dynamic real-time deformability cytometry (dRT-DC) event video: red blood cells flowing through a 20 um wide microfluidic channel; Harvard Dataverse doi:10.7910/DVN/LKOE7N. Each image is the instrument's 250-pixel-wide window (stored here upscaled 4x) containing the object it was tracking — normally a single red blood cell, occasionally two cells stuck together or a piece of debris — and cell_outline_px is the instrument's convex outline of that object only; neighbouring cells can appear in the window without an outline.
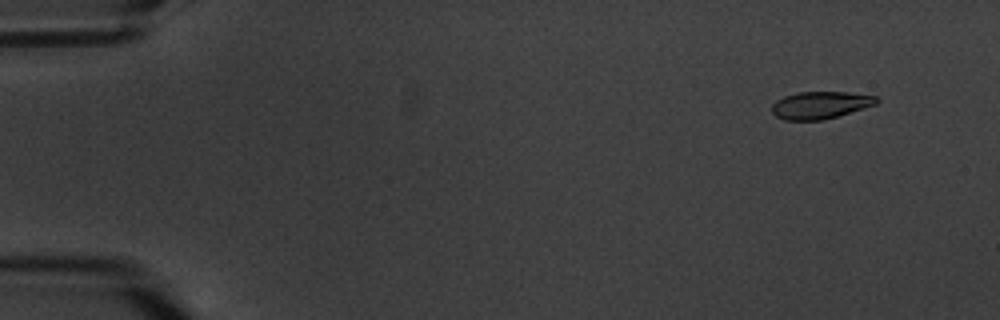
{"species": "common noctule bat (a hibernating species)", "species_latin": "Nyctalus noctula", "temperature_condition": "warm", "stored_images_in_passage": 6, "camera_frame_rate_fps": 3000, "um_per_image_px": 0.085, "animal": {"sex": "male", "body_mass_g": 20.1, "forearm_length_mm": 53.5}, "frame": {"image": 1, "passage_image": 2, "time_ms": 1.333, "image_size_px": [1000, 320], "cell_outline_px": [[880, 100], [876, 104], [864, 108], [836, 116], [820, 120], [784, 120], [776, 116], [772, 112], [772, 104], [776, 100], [784, 96], [800, 92], [848, 92], [876, 96]], "centroid_in_image_um": [69.72, 8.92], "position_along_channel_um": 15.3, "area_um2": 16.53}}
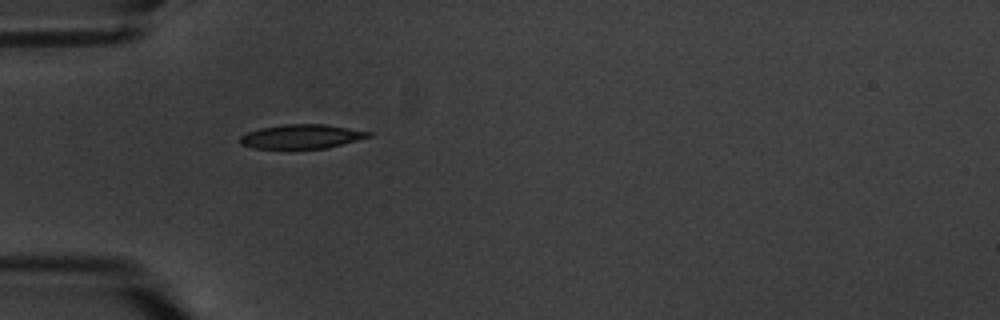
{"frame": {"image": 2, "passage_image": 6, "time_ms": 6.0, "image_size_px": [1000, 320], "cell_outline_px": [[372, 136], [328, 148], [252, 148], [240, 144], [240, 136], [248, 132], [260, 128], [284, 124], [324, 124], [372, 132]], "centroid_in_image_um": [25.63, 11.6], "position_along_channel_um": 59.4, "area_um2": 17.98}}